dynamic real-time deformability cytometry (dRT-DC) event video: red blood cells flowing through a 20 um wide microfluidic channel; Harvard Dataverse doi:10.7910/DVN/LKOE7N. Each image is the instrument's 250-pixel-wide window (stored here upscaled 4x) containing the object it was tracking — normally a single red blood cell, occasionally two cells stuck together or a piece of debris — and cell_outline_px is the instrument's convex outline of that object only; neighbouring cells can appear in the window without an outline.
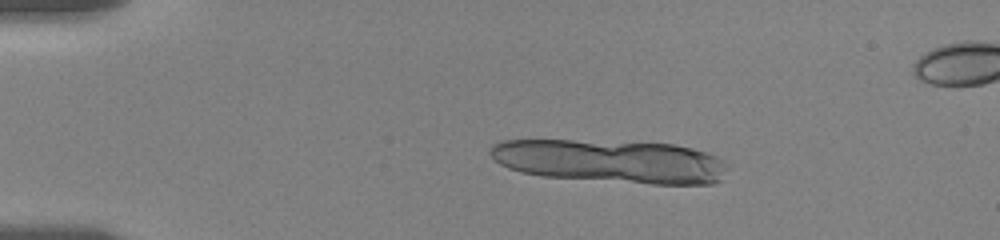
{"species": "human", "species_latin": "Homo sapiens", "temperature_condition": "room temperature", "stored_images_in_passage": 14, "camera_frame_rate_fps": 3000, "um_per_image_px": 0.085, "donor": {"sex": "female"}, "frame": {"image": 1, "passage_image": 8, "time_ms": 3.333, "image_size_px": [1000, 240], "cell_outline_px": [[728, 168], [724, 180], [716, 184], [652, 184], [540, 176], [520, 172], [508, 168], [500, 164], [488, 152], [492, 144], [504, 140], [572, 140], [672, 144], [692, 148], [708, 152], [724, 160], [728, 164]], "centroid_in_image_um": [51.96, 13.71], "position_along_channel_um": 33.0, "area_um2": 60.34}}